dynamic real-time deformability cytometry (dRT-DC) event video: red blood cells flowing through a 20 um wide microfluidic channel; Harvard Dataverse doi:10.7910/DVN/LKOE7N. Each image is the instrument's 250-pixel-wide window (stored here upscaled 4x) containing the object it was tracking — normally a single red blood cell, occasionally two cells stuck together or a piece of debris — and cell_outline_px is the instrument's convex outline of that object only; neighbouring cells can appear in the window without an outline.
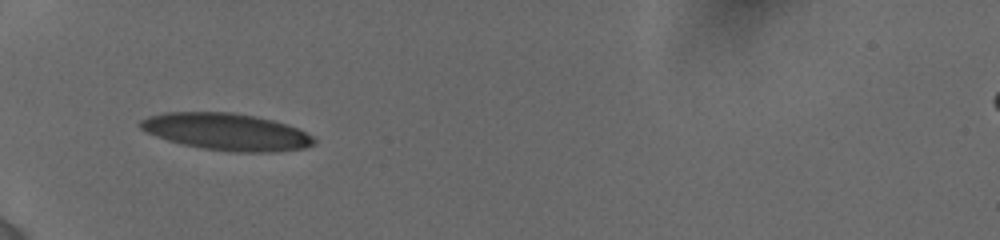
{"species": "human", "species_latin": "Homo sapiens", "temperature_condition": "cold", "stored_images_in_passage": 22, "camera_frame_rate_fps": 3000, "um_per_image_px": 0.085, "donor": {"sex": "female"}, "frame": {"image": 1, "passage_image": 2, "time_ms": 0.667, "image_size_px": [1000, 240], "cell_outline_px": [[316, 144], [304, 148], [276, 152], [232, 152], [204, 148], [184, 144], [168, 140], [156, 136], [140, 128], [140, 120], [148, 116], [164, 112], [232, 112], [256, 116], [288, 124], [312, 136], [316, 140]], "centroid_in_image_um": [19.27, 11.2], "position_along_channel_um": 65.7, "area_um2": 37.34}}
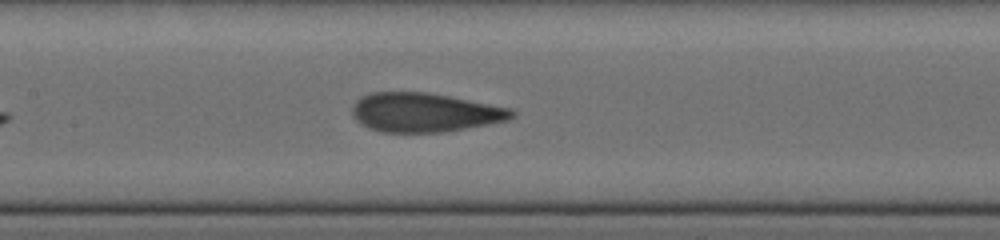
{"frame": {"image": 2, "passage_image": 8, "time_ms": 3.667, "image_size_px": [1000, 240], "cell_outline_px": [[516, 116], [508, 120], [488, 124], [444, 132], [380, 132], [368, 128], [356, 120], [352, 116], [352, 108], [356, 100], [360, 96], [372, 92], [428, 92], [512, 108], [516, 112]], "centroid_in_image_um": [36.09, 9.55], "position_along_channel_um": 171.3, "area_um2": 36.53}}
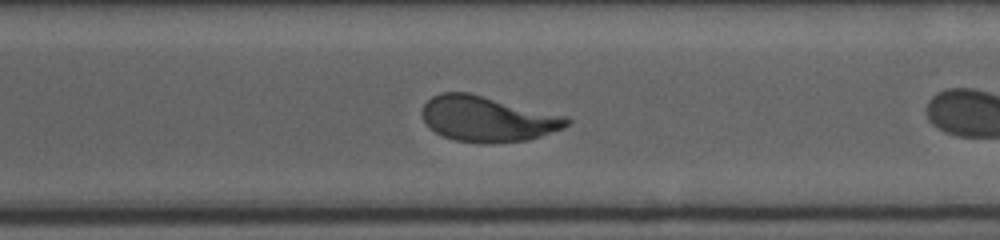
{"frame": {"image": 3, "passage_image": 16, "time_ms": 6.667, "image_size_px": [1000, 240], "cell_outline_px": [[572, 120], [564, 128], [528, 140], [488, 144], [484, 144], [456, 140], [444, 136], [436, 132], [424, 120], [420, 112], [424, 104], [432, 96], [440, 92], [468, 92], [568, 116]], "centroid_in_image_um": [41.46, 10.1], "position_along_channel_um": 329.1, "area_um2": 38.44}}